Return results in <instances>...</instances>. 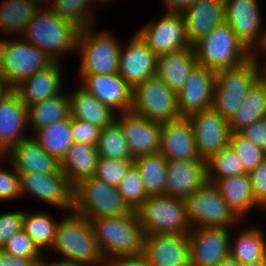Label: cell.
Listing matches in <instances>:
<instances>
[{
    "mask_svg": "<svg viewBox=\"0 0 266 266\" xmlns=\"http://www.w3.org/2000/svg\"><path fill=\"white\" fill-rule=\"evenodd\" d=\"M117 122L134 159L159 152L162 123L148 120L132 111L122 113L121 119Z\"/></svg>",
    "mask_w": 266,
    "mask_h": 266,
    "instance_id": "obj_19",
    "label": "cell"
},
{
    "mask_svg": "<svg viewBox=\"0 0 266 266\" xmlns=\"http://www.w3.org/2000/svg\"><path fill=\"white\" fill-rule=\"evenodd\" d=\"M59 65L58 62H53L49 67L26 78L14 89L28 107L61 94L62 74Z\"/></svg>",
    "mask_w": 266,
    "mask_h": 266,
    "instance_id": "obj_28",
    "label": "cell"
},
{
    "mask_svg": "<svg viewBox=\"0 0 266 266\" xmlns=\"http://www.w3.org/2000/svg\"><path fill=\"white\" fill-rule=\"evenodd\" d=\"M240 133L266 152V117L245 127Z\"/></svg>",
    "mask_w": 266,
    "mask_h": 266,
    "instance_id": "obj_50",
    "label": "cell"
},
{
    "mask_svg": "<svg viewBox=\"0 0 266 266\" xmlns=\"http://www.w3.org/2000/svg\"><path fill=\"white\" fill-rule=\"evenodd\" d=\"M188 236L191 266H217L229 256L231 239L226 228H192Z\"/></svg>",
    "mask_w": 266,
    "mask_h": 266,
    "instance_id": "obj_18",
    "label": "cell"
},
{
    "mask_svg": "<svg viewBox=\"0 0 266 266\" xmlns=\"http://www.w3.org/2000/svg\"><path fill=\"white\" fill-rule=\"evenodd\" d=\"M142 259L147 266H191L188 234L147 235Z\"/></svg>",
    "mask_w": 266,
    "mask_h": 266,
    "instance_id": "obj_16",
    "label": "cell"
},
{
    "mask_svg": "<svg viewBox=\"0 0 266 266\" xmlns=\"http://www.w3.org/2000/svg\"><path fill=\"white\" fill-rule=\"evenodd\" d=\"M28 115V106L15 91L0 102V158L29 138L21 134L23 127L29 123Z\"/></svg>",
    "mask_w": 266,
    "mask_h": 266,
    "instance_id": "obj_24",
    "label": "cell"
},
{
    "mask_svg": "<svg viewBox=\"0 0 266 266\" xmlns=\"http://www.w3.org/2000/svg\"><path fill=\"white\" fill-rule=\"evenodd\" d=\"M118 192L132 211H136L149 196L145 190L139 170L132 164L121 179Z\"/></svg>",
    "mask_w": 266,
    "mask_h": 266,
    "instance_id": "obj_41",
    "label": "cell"
},
{
    "mask_svg": "<svg viewBox=\"0 0 266 266\" xmlns=\"http://www.w3.org/2000/svg\"><path fill=\"white\" fill-rule=\"evenodd\" d=\"M24 212L15 211L0 215V249L8 239L23 228Z\"/></svg>",
    "mask_w": 266,
    "mask_h": 266,
    "instance_id": "obj_48",
    "label": "cell"
},
{
    "mask_svg": "<svg viewBox=\"0 0 266 266\" xmlns=\"http://www.w3.org/2000/svg\"><path fill=\"white\" fill-rule=\"evenodd\" d=\"M34 0H5L0 6V29L5 33L25 31L35 12L39 9Z\"/></svg>",
    "mask_w": 266,
    "mask_h": 266,
    "instance_id": "obj_35",
    "label": "cell"
},
{
    "mask_svg": "<svg viewBox=\"0 0 266 266\" xmlns=\"http://www.w3.org/2000/svg\"><path fill=\"white\" fill-rule=\"evenodd\" d=\"M53 62L44 51L24 39L21 42L0 40V75L14 89Z\"/></svg>",
    "mask_w": 266,
    "mask_h": 266,
    "instance_id": "obj_9",
    "label": "cell"
},
{
    "mask_svg": "<svg viewBox=\"0 0 266 266\" xmlns=\"http://www.w3.org/2000/svg\"><path fill=\"white\" fill-rule=\"evenodd\" d=\"M192 46L197 63L215 72L238 67L253 57L226 22Z\"/></svg>",
    "mask_w": 266,
    "mask_h": 266,
    "instance_id": "obj_4",
    "label": "cell"
},
{
    "mask_svg": "<svg viewBox=\"0 0 266 266\" xmlns=\"http://www.w3.org/2000/svg\"><path fill=\"white\" fill-rule=\"evenodd\" d=\"M237 238L234 245L230 241V257L242 265L266 259V241L259 229L245 230Z\"/></svg>",
    "mask_w": 266,
    "mask_h": 266,
    "instance_id": "obj_37",
    "label": "cell"
},
{
    "mask_svg": "<svg viewBox=\"0 0 266 266\" xmlns=\"http://www.w3.org/2000/svg\"><path fill=\"white\" fill-rule=\"evenodd\" d=\"M20 192L29 191L48 204L73 210L74 187L60 170L57 173L43 174L18 172Z\"/></svg>",
    "mask_w": 266,
    "mask_h": 266,
    "instance_id": "obj_14",
    "label": "cell"
},
{
    "mask_svg": "<svg viewBox=\"0 0 266 266\" xmlns=\"http://www.w3.org/2000/svg\"><path fill=\"white\" fill-rule=\"evenodd\" d=\"M229 145L238 155L247 173L266 159V152L240 132H230Z\"/></svg>",
    "mask_w": 266,
    "mask_h": 266,
    "instance_id": "obj_42",
    "label": "cell"
},
{
    "mask_svg": "<svg viewBox=\"0 0 266 266\" xmlns=\"http://www.w3.org/2000/svg\"><path fill=\"white\" fill-rule=\"evenodd\" d=\"M132 164L133 161L99 157L94 177L117 188L121 179L125 176L126 171Z\"/></svg>",
    "mask_w": 266,
    "mask_h": 266,
    "instance_id": "obj_44",
    "label": "cell"
},
{
    "mask_svg": "<svg viewBox=\"0 0 266 266\" xmlns=\"http://www.w3.org/2000/svg\"><path fill=\"white\" fill-rule=\"evenodd\" d=\"M131 111L159 123L182 117L178 109L177 93L156 75L133 88Z\"/></svg>",
    "mask_w": 266,
    "mask_h": 266,
    "instance_id": "obj_10",
    "label": "cell"
},
{
    "mask_svg": "<svg viewBox=\"0 0 266 266\" xmlns=\"http://www.w3.org/2000/svg\"><path fill=\"white\" fill-rule=\"evenodd\" d=\"M19 195L21 192L18 172L15 169L12 172L0 168V200L14 199Z\"/></svg>",
    "mask_w": 266,
    "mask_h": 266,
    "instance_id": "obj_49",
    "label": "cell"
},
{
    "mask_svg": "<svg viewBox=\"0 0 266 266\" xmlns=\"http://www.w3.org/2000/svg\"><path fill=\"white\" fill-rule=\"evenodd\" d=\"M262 49L263 48H265V50H266V44L263 46V47H261ZM266 67V66H265ZM265 71H264V73L262 74L261 73V71H260V74H259V78H260V80L263 82V83H265L266 84V69H264Z\"/></svg>",
    "mask_w": 266,
    "mask_h": 266,
    "instance_id": "obj_58",
    "label": "cell"
},
{
    "mask_svg": "<svg viewBox=\"0 0 266 266\" xmlns=\"http://www.w3.org/2000/svg\"><path fill=\"white\" fill-rule=\"evenodd\" d=\"M256 57L244 64L216 72L212 108L230 120L241 105L247 92L260 79Z\"/></svg>",
    "mask_w": 266,
    "mask_h": 266,
    "instance_id": "obj_6",
    "label": "cell"
},
{
    "mask_svg": "<svg viewBox=\"0 0 266 266\" xmlns=\"http://www.w3.org/2000/svg\"><path fill=\"white\" fill-rule=\"evenodd\" d=\"M192 228H229L239 220L214 183L206 182L184 200Z\"/></svg>",
    "mask_w": 266,
    "mask_h": 266,
    "instance_id": "obj_8",
    "label": "cell"
},
{
    "mask_svg": "<svg viewBox=\"0 0 266 266\" xmlns=\"http://www.w3.org/2000/svg\"><path fill=\"white\" fill-rule=\"evenodd\" d=\"M127 51L120 49L119 74L132 87L156 75L157 55L138 34H135Z\"/></svg>",
    "mask_w": 266,
    "mask_h": 266,
    "instance_id": "obj_21",
    "label": "cell"
},
{
    "mask_svg": "<svg viewBox=\"0 0 266 266\" xmlns=\"http://www.w3.org/2000/svg\"><path fill=\"white\" fill-rule=\"evenodd\" d=\"M14 91L10 83L0 75V102L5 100Z\"/></svg>",
    "mask_w": 266,
    "mask_h": 266,
    "instance_id": "obj_54",
    "label": "cell"
},
{
    "mask_svg": "<svg viewBox=\"0 0 266 266\" xmlns=\"http://www.w3.org/2000/svg\"><path fill=\"white\" fill-rule=\"evenodd\" d=\"M70 116L97 125L101 128L111 124L116 118L114 112L102 104L94 95L80 87L71 97Z\"/></svg>",
    "mask_w": 266,
    "mask_h": 266,
    "instance_id": "obj_30",
    "label": "cell"
},
{
    "mask_svg": "<svg viewBox=\"0 0 266 266\" xmlns=\"http://www.w3.org/2000/svg\"><path fill=\"white\" fill-rule=\"evenodd\" d=\"M263 117H266V84L259 79L228 121L230 132H240Z\"/></svg>",
    "mask_w": 266,
    "mask_h": 266,
    "instance_id": "obj_32",
    "label": "cell"
},
{
    "mask_svg": "<svg viewBox=\"0 0 266 266\" xmlns=\"http://www.w3.org/2000/svg\"><path fill=\"white\" fill-rule=\"evenodd\" d=\"M33 139L49 155L62 161L74 143L71 132V116L36 130Z\"/></svg>",
    "mask_w": 266,
    "mask_h": 266,
    "instance_id": "obj_33",
    "label": "cell"
},
{
    "mask_svg": "<svg viewBox=\"0 0 266 266\" xmlns=\"http://www.w3.org/2000/svg\"><path fill=\"white\" fill-rule=\"evenodd\" d=\"M0 250L10 255L28 259L42 258L41 251L23 229L12 235Z\"/></svg>",
    "mask_w": 266,
    "mask_h": 266,
    "instance_id": "obj_45",
    "label": "cell"
},
{
    "mask_svg": "<svg viewBox=\"0 0 266 266\" xmlns=\"http://www.w3.org/2000/svg\"><path fill=\"white\" fill-rule=\"evenodd\" d=\"M216 72L197 64L177 92L178 109L182 117L212 108Z\"/></svg>",
    "mask_w": 266,
    "mask_h": 266,
    "instance_id": "obj_17",
    "label": "cell"
},
{
    "mask_svg": "<svg viewBox=\"0 0 266 266\" xmlns=\"http://www.w3.org/2000/svg\"><path fill=\"white\" fill-rule=\"evenodd\" d=\"M135 212L147 235L189 234L192 229L183 199L167 195L148 196Z\"/></svg>",
    "mask_w": 266,
    "mask_h": 266,
    "instance_id": "obj_7",
    "label": "cell"
},
{
    "mask_svg": "<svg viewBox=\"0 0 266 266\" xmlns=\"http://www.w3.org/2000/svg\"><path fill=\"white\" fill-rule=\"evenodd\" d=\"M257 6L256 0H225V22L253 55L255 44L263 47L266 43V33L262 35L260 31L262 23Z\"/></svg>",
    "mask_w": 266,
    "mask_h": 266,
    "instance_id": "obj_15",
    "label": "cell"
},
{
    "mask_svg": "<svg viewBox=\"0 0 266 266\" xmlns=\"http://www.w3.org/2000/svg\"><path fill=\"white\" fill-rule=\"evenodd\" d=\"M29 122L35 131L54 122L70 117V100L67 95H57L53 98L34 103L28 107Z\"/></svg>",
    "mask_w": 266,
    "mask_h": 266,
    "instance_id": "obj_36",
    "label": "cell"
},
{
    "mask_svg": "<svg viewBox=\"0 0 266 266\" xmlns=\"http://www.w3.org/2000/svg\"><path fill=\"white\" fill-rule=\"evenodd\" d=\"M82 79L81 87L112 111H131L133 88L119 73L82 75Z\"/></svg>",
    "mask_w": 266,
    "mask_h": 266,
    "instance_id": "obj_20",
    "label": "cell"
},
{
    "mask_svg": "<svg viewBox=\"0 0 266 266\" xmlns=\"http://www.w3.org/2000/svg\"><path fill=\"white\" fill-rule=\"evenodd\" d=\"M225 202L239 218L244 217L255 203L248 173L221 178L215 183Z\"/></svg>",
    "mask_w": 266,
    "mask_h": 266,
    "instance_id": "obj_31",
    "label": "cell"
},
{
    "mask_svg": "<svg viewBox=\"0 0 266 266\" xmlns=\"http://www.w3.org/2000/svg\"><path fill=\"white\" fill-rule=\"evenodd\" d=\"M89 29L80 30L77 39L76 50L83 55L81 75L118 73L121 46L107 32L91 35Z\"/></svg>",
    "mask_w": 266,
    "mask_h": 266,
    "instance_id": "obj_11",
    "label": "cell"
},
{
    "mask_svg": "<svg viewBox=\"0 0 266 266\" xmlns=\"http://www.w3.org/2000/svg\"><path fill=\"white\" fill-rule=\"evenodd\" d=\"M98 158L97 146L74 142L60 162L61 171L74 187L82 180L94 177Z\"/></svg>",
    "mask_w": 266,
    "mask_h": 266,
    "instance_id": "obj_29",
    "label": "cell"
},
{
    "mask_svg": "<svg viewBox=\"0 0 266 266\" xmlns=\"http://www.w3.org/2000/svg\"><path fill=\"white\" fill-rule=\"evenodd\" d=\"M217 266H243L238 261H236L234 258L228 256L227 258L223 259L219 265Z\"/></svg>",
    "mask_w": 266,
    "mask_h": 266,
    "instance_id": "obj_56",
    "label": "cell"
},
{
    "mask_svg": "<svg viewBox=\"0 0 266 266\" xmlns=\"http://www.w3.org/2000/svg\"><path fill=\"white\" fill-rule=\"evenodd\" d=\"M101 127L71 117V132L73 141L97 146Z\"/></svg>",
    "mask_w": 266,
    "mask_h": 266,
    "instance_id": "obj_46",
    "label": "cell"
},
{
    "mask_svg": "<svg viewBox=\"0 0 266 266\" xmlns=\"http://www.w3.org/2000/svg\"><path fill=\"white\" fill-rule=\"evenodd\" d=\"M137 34L157 56L192 46L181 13L167 12L157 23L151 22Z\"/></svg>",
    "mask_w": 266,
    "mask_h": 266,
    "instance_id": "obj_13",
    "label": "cell"
},
{
    "mask_svg": "<svg viewBox=\"0 0 266 266\" xmlns=\"http://www.w3.org/2000/svg\"><path fill=\"white\" fill-rule=\"evenodd\" d=\"M196 1L197 0H165V3L168 12L182 13Z\"/></svg>",
    "mask_w": 266,
    "mask_h": 266,
    "instance_id": "obj_52",
    "label": "cell"
},
{
    "mask_svg": "<svg viewBox=\"0 0 266 266\" xmlns=\"http://www.w3.org/2000/svg\"><path fill=\"white\" fill-rule=\"evenodd\" d=\"M97 1V0H96ZM99 2L102 1L103 3L104 2H107V1H110V0H98Z\"/></svg>",
    "mask_w": 266,
    "mask_h": 266,
    "instance_id": "obj_59",
    "label": "cell"
},
{
    "mask_svg": "<svg viewBox=\"0 0 266 266\" xmlns=\"http://www.w3.org/2000/svg\"><path fill=\"white\" fill-rule=\"evenodd\" d=\"M165 195L185 200L207 182L205 160H167Z\"/></svg>",
    "mask_w": 266,
    "mask_h": 266,
    "instance_id": "obj_22",
    "label": "cell"
},
{
    "mask_svg": "<svg viewBox=\"0 0 266 266\" xmlns=\"http://www.w3.org/2000/svg\"><path fill=\"white\" fill-rule=\"evenodd\" d=\"M52 1V0H51ZM51 9L62 19L71 22L80 30L90 27V18L87 16L90 0H53Z\"/></svg>",
    "mask_w": 266,
    "mask_h": 266,
    "instance_id": "obj_43",
    "label": "cell"
},
{
    "mask_svg": "<svg viewBox=\"0 0 266 266\" xmlns=\"http://www.w3.org/2000/svg\"><path fill=\"white\" fill-rule=\"evenodd\" d=\"M196 140V147L202 160L207 161L229 145V122L213 108L188 116Z\"/></svg>",
    "mask_w": 266,
    "mask_h": 266,
    "instance_id": "obj_12",
    "label": "cell"
},
{
    "mask_svg": "<svg viewBox=\"0 0 266 266\" xmlns=\"http://www.w3.org/2000/svg\"><path fill=\"white\" fill-rule=\"evenodd\" d=\"M243 266H266V259L260 260V261H257V262H252L250 264H246V265H243Z\"/></svg>",
    "mask_w": 266,
    "mask_h": 266,
    "instance_id": "obj_57",
    "label": "cell"
},
{
    "mask_svg": "<svg viewBox=\"0 0 266 266\" xmlns=\"http://www.w3.org/2000/svg\"><path fill=\"white\" fill-rule=\"evenodd\" d=\"M97 151L99 157L102 158L134 160L125 135L116 119L101 129Z\"/></svg>",
    "mask_w": 266,
    "mask_h": 266,
    "instance_id": "obj_38",
    "label": "cell"
},
{
    "mask_svg": "<svg viewBox=\"0 0 266 266\" xmlns=\"http://www.w3.org/2000/svg\"><path fill=\"white\" fill-rule=\"evenodd\" d=\"M90 221L105 258L106 252L115 259L142 258L147 234L142 229L136 212L124 217Z\"/></svg>",
    "mask_w": 266,
    "mask_h": 266,
    "instance_id": "obj_2",
    "label": "cell"
},
{
    "mask_svg": "<svg viewBox=\"0 0 266 266\" xmlns=\"http://www.w3.org/2000/svg\"><path fill=\"white\" fill-rule=\"evenodd\" d=\"M191 44L225 23V0H197L182 13Z\"/></svg>",
    "mask_w": 266,
    "mask_h": 266,
    "instance_id": "obj_25",
    "label": "cell"
},
{
    "mask_svg": "<svg viewBox=\"0 0 266 266\" xmlns=\"http://www.w3.org/2000/svg\"><path fill=\"white\" fill-rule=\"evenodd\" d=\"M7 155L17 172L50 174L61 170L60 161L47 154L31 136L12 147Z\"/></svg>",
    "mask_w": 266,
    "mask_h": 266,
    "instance_id": "obj_26",
    "label": "cell"
},
{
    "mask_svg": "<svg viewBox=\"0 0 266 266\" xmlns=\"http://www.w3.org/2000/svg\"><path fill=\"white\" fill-rule=\"evenodd\" d=\"M248 174L255 203L266 206V159Z\"/></svg>",
    "mask_w": 266,
    "mask_h": 266,
    "instance_id": "obj_47",
    "label": "cell"
},
{
    "mask_svg": "<svg viewBox=\"0 0 266 266\" xmlns=\"http://www.w3.org/2000/svg\"><path fill=\"white\" fill-rule=\"evenodd\" d=\"M133 164L139 170L149 196L165 195L167 182V159L161 153L138 156Z\"/></svg>",
    "mask_w": 266,
    "mask_h": 266,
    "instance_id": "obj_34",
    "label": "cell"
},
{
    "mask_svg": "<svg viewBox=\"0 0 266 266\" xmlns=\"http://www.w3.org/2000/svg\"><path fill=\"white\" fill-rule=\"evenodd\" d=\"M58 223L53 221L46 214L24 213L23 230L33 240L34 244L41 251L43 247L52 246Z\"/></svg>",
    "mask_w": 266,
    "mask_h": 266,
    "instance_id": "obj_40",
    "label": "cell"
},
{
    "mask_svg": "<svg viewBox=\"0 0 266 266\" xmlns=\"http://www.w3.org/2000/svg\"><path fill=\"white\" fill-rule=\"evenodd\" d=\"M79 31L74 24L46 8L35 12L23 36L26 41L44 51L52 61L59 62L62 52L64 54L77 49Z\"/></svg>",
    "mask_w": 266,
    "mask_h": 266,
    "instance_id": "obj_3",
    "label": "cell"
},
{
    "mask_svg": "<svg viewBox=\"0 0 266 266\" xmlns=\"http://www.w3.org/2000/svg\"><path fill=\"white\" fill-rule=\"evenodd\" d=\"M112 261V262H111ZM105 266H147L142 258L112 259Z\"/></svg>",
    "mask_w": 266,
    "mask_h": 266,
    "instance_id": "obj_53",
    "label": "cell"
},
{
    "mask_svg": "<svg viewBox=\"0 0 266 266\" xmlns=\"http://www.w3.org/2000/svg\"><path fill=\"white\" fill-rule=\"evenodd\" d=\"M72 213L58 222L52 246L66 256L63 261L81 266L106 264L91 221L76 212Z\"/></svg>",
    "mask_w": 266,
    "mask_h": 266,
    "instance_id": "obj_1",
    "label": "cell"
},
{
    "mask_svg": "<svg viewBox=\"0 0 266 266\" xmlns=\"http://www.w3.org/2000/svg\"><path fill=\"white\" fill-rule=\"evenodd\" d=\"M39 259H28L10 255L0 250V266H34Z\"/></svg>",
    "mask_w": 266,
    "mask_h": 266,
    "instance_id": "obj_51",
    "label": "cell"
},
{
    "mask_svg": "<svg viewBox=\"0 0 266 266\" xmlns=\"http://www.w3.org/2000/svg\"><path fill=\"white\" fill-rule=\"evenodd\" d=\"M207 182L216 183L221 178L247 173L236 152L228 145L206 161ZM216 171H214V170ZM217 173V177L212 173ZM215 176V177H214ZM215 178V179H214Z\"/></svg>",
    "mask_w": 266,
    "mask_h": 266,
    "instance_id": "obj_39",
    "label": "cell"
},
{
    "mask_svg": "<svg viewBox=\"0 0 266 266\" xmlns=\"http://www.w3.org/2000/svg\"><path fill=\"white\" fill-rule=\"evenodd\" d=\"M86 218H112L130 215L133 211L116 187L95 177L74 186L73 210Z\"/></svg>",
    "mask_w": 266,
    "mask_h": 266,
    "instance_id": "obj_5",
    "label": "cell"
},
{
    "mask_svg": "<svg viewBox=\"0 0 266 266\" xmlns=\"http://www.w3.org/2000/svg\"><path fill=\"white\" fill-rule=\"evenodd\" d=\"M34 266H81V265H77V264H73L70 263L68 261H63V260H59V261H55L54 263H47L44 262V259H39L36 261Z\"/></svg>",
    "mask_w": 266,
    "mask_h": 266,
    "instance_id": "obj_55",
    "label": "cell"
},
{
    "mask_svg": "<svg viewBox=\"0 0 266 266\" xmlns=\"http://www.w3.org/2000/svg\"><path fill=\"white\" fill-rule=\"evenodd\" d=\"M193 46L157 56L156 76L174 92H179L197 65Z\"/></svg>",
    "mask_w": 266,
    "mask_h": 266,
    "instance_id": "obj_27",
    "label": "cell"
},
{
    "mask_svg": "<svg viewBox=\"0 0 266 266\" xmlns=\"http://www.w3.org/2000/svg\"><path fill=\"white\" fill-rule=\"evenodd\" d=\"M159 153L167 160H202L188 117L162 123Z\"/></svg>",
    "mask_w": 266,
    "mask_h": 266,
    "instance_id": "obj_23",
    "label": "cell"
}]
</instances>
